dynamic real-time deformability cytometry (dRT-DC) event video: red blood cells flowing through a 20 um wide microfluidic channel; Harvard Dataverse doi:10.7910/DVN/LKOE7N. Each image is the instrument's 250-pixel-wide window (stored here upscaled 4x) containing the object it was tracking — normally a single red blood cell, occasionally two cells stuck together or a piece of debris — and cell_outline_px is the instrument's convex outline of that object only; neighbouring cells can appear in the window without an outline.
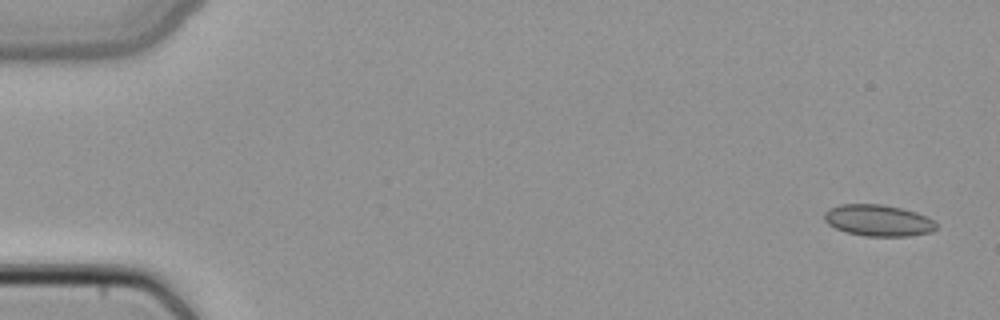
{"species": "common noctule bat (a hibernating species)", "species_latin": "Nyctalus noctula", "temperature_condition": "cold", "stored_images_in_passage": 6, "camera_frame_rate_fps": 3000, "um_per_image_px": 0.085, "animal": {"sex": "female", "body_mass_g": 22.7, "forearm_length_mm": 54.2}, "frame": {"image": 1, "passage_image": 6, "time_ms": 1.667, "image_size_px": [1000, 320], "cell_outline_px": [[936, 228], [932, 232], [908, 236], [864, 236], [848, 232], [836, 228], [828, 224], [824, 220], [824, 212], [828, 208], [840, 204], [880, 204], [900, 208], [916, 212], [932, 220], [936, 224]], "centroid_in_image_um": [74.61, 18.73], "position_along_channel_um": 10.4, "area_um2": 20.4}}